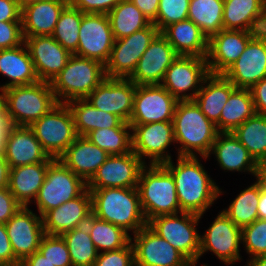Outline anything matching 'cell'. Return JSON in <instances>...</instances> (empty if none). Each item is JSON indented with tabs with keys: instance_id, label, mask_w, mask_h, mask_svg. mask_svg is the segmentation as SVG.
Returning <instances> with one entry per match:
<instances>
[{
	"instance_id": "55",
	"label": "cell",
	"mask_w": 266,
	"mask_h": 266,
	"mask_svg": "<svg viewBox=\"0 0 266 266\" xmlns=\"http://www.w3.org/2000/svg\"><path fill=\"white\" fill-rule=\"evenodd\" d=\"M20 266H55L50 261H48L39 251L33 253L32 255L26 257Z\"/></svg>"
},
{
	"instance_id": "38",
	"label": "cell",
	"mask_w": 266,
	"mask_h": 266,
	"mask_svg": "<svg viewBox=\"0 0 266 266\" xmlns=\"http://www.w3.org/2000/svg\"><path fill=\"white\" fill-rule=\"evenodd\" d=\"M224 0H190L188 19L194 22L208 39L224 29Z\"/></svg>"
},
{
	"instance_id": "52",
	"label": "cell",
	"mask_w": 266,
	"mask_h": 266,
	"mask_svg": "<svg viewBox=\"0 0 266 266\" xmlns=\"http://www.w3.org/2000/svg\"><path fill=\"white\" fill-rule=\"evenodd\" d=\"M22 8L16 0H0V22L22 21Z\"/></svg>"
},
{
	"instance_id": "19",
	"label": "cell",
	"mask_w": 266,
	"mask_h": 266,
	"mask_svg": "<svg viewBox=\"0 0 266 266\" xmlns=\"http://www.w3.org/2000/svg\"><path fill=\"white\" fill-rule=\"evenodd\" d=\"M236 88L250 89L266 78V30L257 33L244 52L223 73Z\"/></svg>"
},
{
	"instance_id": "50",
	"label": "cell",
	"mask_w": 266,
	"mask_h": 266,
	"mask_svg": "<svg viewBox=\"0 0 266 266\" xmlns=\"http://www.w3.org/2000/svg\"><path fill=\"white\" fill-rule=\"evenodd\" d=\"M21 206L8 188L0 189V223L6 224Z\"/></svg>"
},
{
	"instance_id": "2",
	"label": "cell",
	"mask_w": 266,
	"mask_h": 266,
	"mask_svg": "<svg viewBox=\"0 0 266 266\" xmlns=\"http://www.w3.org/2000/svg\"><path fill=\"white\" fill-rule=\"evenodd\" d=\"M172 122L177 156L209 155L219 131L194 100L178 101Z\"/></svg>"
},
{
	"instance_id": "12",
	"label": "cell",
	"mask_w": 266,
	"mask_h": 266,
	"mask_svg": "<svg viewBox=\"0 0 266 266\" xmlns=\"http://www.w3.org/2000/svg\"><path fill=\"white\" fill-rule=\"evenodd\" d=\"M159 33L158 28L151 23L130 36L115 40L110 58L105 64L106 76L128 78L134 72L137 62L149 44Z\"/></svg>"
},
{
	"instance_id": "32",
	"label": "cell",
	"mask_w": 266,
	"mask_h": 266,
	"mask_svg": "<svg viewBox=\"0 0 266 266\" xmlns=\"http://www.w3.org/2000/svg\"><path fill=\"white\" fill-rule=\"evenodd\" d=\"M50 163L41 162L10 168L8 189L22 206H29L36 199Z\"/></svg>"
},
{
	"instance_id": "56",
	"label": "cell",
	"mask_w": 266,
	"mask_h": 266,
	"mask_svg": "<svg viewBox=\"0 0 266 266\" xmlns=\"http://www.w3.org/2000/svg\"><path fill=\"white\" fill-rule=\"evenodd\" d=\"M258 219L266 220V182L260 179V196L257 206Z\"/></svg>"
},
{
	"instance_id": "14",
	"label": "cell",
	"mask_w": 266,
	"mask_h": 266,
	"mask_svg": "<svg viewBox=\"0 0 266 266\" xmlns=\"http://www.w3.org/2000/svg\"><path fill=\"white\" fill-rule=\"evenodd\" d=\"M114 36L107 14L83 13L79 28L77 56L108 62L114 45Z\"/></svg>"
},
{
	"instance_id": "13",
	"label": "cell",
	"mask_w": 266,
	"mask_h": 266,
	"mask_svg": "<svg viewBox=\"0 0 266 266\" xmlns=\"http://www.w3.org/2000/svg\"><path fill=\"white\" fill-rule=\"evenodd\" d=\"M242 228L236 226L221 210L203 235H200L201 256L210 251L225 265L242 261L240 244Z\"/></svg>"
},
{
	"instance_id": "43",
	"label": "cell",
	"mask_w": 266,
	"mask_h": 266,
	"mask_svg": "<svg viewBox=\"0 0 266 266\" xmlns=\"http://www.w3.org/2000/svg\"><path fill=\"white\" fill-rule=\"evenodd\" d=\"M83 12L68 4L60 14L52 37L71 54L78 48L79 28Z\"/></svg>"
},
{
	"instance_id": "49",
	"label": "cell",
	"mask_w": 266,
	"mask_h": 266,
	"mask_svg": "<svg viewBox=\"0 0 266 266\" xmlns=\"http://www.w3.org/2000/svg\"><path fill=\"white\" fill-rule=\"evenodd\" d=\"M121 0H68L83 13L108 14Z\"/></svg>"
},
{
	"instance_id": "28",
	"label": "cell",
	"mask_w": 266,
	"mask_h": 266,
	"mask_svg": "<svg viewBox=\"0 0 266 266\" xmlns=\"http://www.w3.org/2000/svg\"><path fill=\"white\" fill-rule=\"evenodd\" d=\"M68 4V0H41L23 6V37L52 36L60 14Z\"/></svg>"
},
{
	"instance_id": "1",
	"label": "cell",
	"mask_w": 266,
	"mask_h": 266,
	"mask_svg": "<svg viewBox=\"0 0 266 266\" xmlns=\"http://www.w3.org/2000/svg\"><path fill=\"white\" fill-rule=\"evenodd\" d=\"M199 157L178 156L176 164L171 159L162 165L172 174L181 211L203 216L223 193Z\"/></svg>"
},
{
	"instance_id": "24",
	"label": "cell",
	"mask_w": 266,
	"mask_h": 266,
	"mask_svg": "<svg viewBox=\"0 0 266 266\" xmlns=\"http://www.w3.org/2000/svg\"><path fill=\"white\" fill-rule=\"evenodd\" d=\"M91 214V194L86 189L80 196L47 211L42 216L44 232L47 235H62L85 225Z\"/></svg>"
},
{
	"instance_id": "60",
	"label": "cell",
	"mask_w": 266,
	"mask_h": 266,
	"mask_svg": "<svg viewBox=\"0 0 266 266\" xmlns=\"http://www.w3.org/2000/svg\"><path fill=\"white\" fill-rule=\"evenodd\" d=\"M246 263V266H266V254L256 256Z\"/></svg>"
},
{
	"instance_id": "3",
	"label": "cell",
	"mask_w": 266,
	"mask_h": 266,
	"mask_svg": "<svg viewBox=\"0 0 266 266\" xmlns=\"http://www.w3.org/2000/svg\"><path fill=\"white\" fill-rule=\"evenodd\" d=\"M91 194L92 214L123 228L126 232L137 233L147 226L138 188L88 189Z\"/></svg>"
},
{
	"instance_id": "9",
	"label": "cell",
	"mask_w": 266,
	"mask_h": 266,
	"mask_svg": "<svg viewBox=\"0 0 266 266\" xmlns=\"http://www.w3.org/2000/svg\"><path fill=\"white\" fill-rule=\"evenodd\" d=\"M87 189V183L59 159L48 166L46 177L34 203L42 217L47 211L80 196Z\"/></svg>"
},
{
	"instance_id": "26",
	"label": "cell",
	"mask_w": 266,
	"mask_h": 266,
	"mask_svg": "<svg viewBox=\"0 0 266 266\" xmlns=\"http://www.w3.org/2000/svg\"><path fill=\"white\" fill-rule=\"evenodd\" d=\"M211 154L224 171L248 172L258 177V163L232 132H219L209 155L201 159L207 160Z\"/></svg>"
},
{
	"instance_id": "17",
	"label": "cell",
	"mask_w": 266,
	"mask_h": 266,
	"mask_svg": "<svg viewBox=\"0 0 266 266\" xmlns=\"http://www.w3.org/2000/svg\"><path fill=\"white\" fill-rule=\"evenodd\" d=\"M146 164L133 152L109 155L87 182V189L137 188L142 168Z\"/></svg>"
},
{
	"instance_id": "23",
	"label": "cell",
	"mask_w": 266,
	"mask_h": 266,
	"mask_svg": "<svg viewBox=\"0 0 266 266\" xmlns=\"http://www.w3.org/2000/svg\"><path fill=\"white\" fill-rule=\"evenodd\" d=\"M38 79L51 82L66 66L72 55L52 36H32L24 38Z\"/></svg>"
},
{
	"instance_id": "10",
	"label": "cell",
	"mask_w": 266,
	"mask_h": 266,
	"mask_svg": "<svg viewBox=\"0 0 266 266\" xmlns=\"http://www.w3.org/2000/svg\"><path fill=\"white\" fill-rule=\"evenodd\" d=\"M130 126L132 151L145 164H147L146 159H150V165L164 164L172 159L171 153L167 150L175 143L172 121L130 124Z\"/></svg>"
},
{
	"instance_id": "5",
	"label": "cell",
	"mask_w": 266,
	"mask_h": 266,
	"mask_svg": "<svg viewBox=\"0 0 266 266\" xmlns=\"http://www.w3.org/2000/svg\"><path fill=\"white\" fill-rule=\"evenodd\" d=\"M106 77L103 63L72 54L50 85L58 103H67L85 99Z\"/></svg>"
},
{
	"instance_id": "7",
	"label": "cell",
	"mask_w": 266,
	"mask_h": 266,
	"mask_svg": "<svg viewBox=\"0 0 266 266\" xmlns=\"http://www.w3.org/2000/svg\"><path fill=\"white\" fill-rule=\"evenodd\" d=\"M201 218L202 216L186 212L159 215L150 219L147 226L197 266L200 234L196 226Z\"/></svg>"
},
{
	"instance_id": "44",
	"label": "cell",
	"mask_w": 266,
	"mask_h": 266,
	"mask_svg": "<svg viewBox=\"0 0 266 266\" xmlns=\"http://www.w3.org/2000/svg\"><path fill=\"white\" fill-rule=\"evenodd\" d=\"M190 0H160L153 24L161 33L167 26L188 19Z\"/></svg>"
},
{
	"instance_id": "20",
	"label": "cell",
	"mask_w": 266,
	"mask_h": 266,
	"mask_svg": "<svg viewBox=\"0 0 266 266\" xmlns=\"http://www.w3.org/2000/svg\"><path fill=\"white\" fill-rule=\"evenodd\" d=\"M136 84L128 78L106 77L85 99L99 110L115 114L129 123Z\"/></svg>"
},
{
	"instance_id": "35",
	"label": "cell",
	"mask_w": 266,
	"mask_h": 266,
	"mask_svg": "<svg viewBox=\"0 0 266 266\" xmlns=\"http://www.w3.org/2000/svg\"><path fill=\"white\" fill-rule=\"evenodd\" d=\"M256 114L250 89L235 88L222 108L216 127L219 132H233Z\"/></svg>"
},
{
	"instance_id": "41",
	"label": "cell",
	"mask_w": 266,
	"mask_h": 266,
	"mask_svg": "<svg viewBox=\"0 0 266 266\" xmlns=\"http://www.w3.org/2000/svg\"><path fill=\"white\" fill-rule=\"evenodd\" d=\"M61 236L67 244L72 266L94 265L98 252L86 224L67 231Z\"/></svg>"
},
{
	"instance_id": "8",
	"label": "cell",
	"mask_w": 266,
	"mask_h": 266,
	"mask_svg": "<svg viewBox=\"0 0 266 266\" xmlns=\"http://www.w3.org/2000/svg\"><path fill=\"white\" fill-rule=\"evenodd\" d=\"M49 157L58 159L78 137L72 112L58 103L29 126Z\"/></svg>"
},
{
	"instance_id": "16",
	"label": "cell",
	"mask_w": 266,
	"mask_h": 266,
	"mask_svg": "<svg viewBox=\"0 0 266 266\" xmlns=\"http://www.w3.org/2000/svg\"><path fill=\"white\" fill-rule=\"evenodd\" d=\"M132 236L135 266H194L181 252L148 226Z\"/></svg>"
},
{
	"instance_id": "54",
	"label": "cell",
	"mask_w": 266,
	"mask_h": 266,
	"mask_svg": "<svg viewBox=\"0 0 266 266\" xmlns=\"http://www.w3.org/2000/svg\"><path fill=\"white\" fill-rule=\"evenodd\" d=\"M153 23L158 14L160 0H130Z\"/></svg>"
},
{
	"instance_id": "47",
	"label": "cell",
	"mask_w": 266,
	"mask_h": 266,
	"mask_svg": "<svg viewBox=\"0 0 266 266\" xmlns=\"http://www.w3.org/2000/svg\"><path fill=\"white\" fill-rule=\"evenodd\" d=\"M93 266H135L132 243L117 250L98 253Z\"/></svg>"
},
{
	"instance_id": "36",
	"label": "cell",
	"mask_w": 266,
	"mask_h": 266,
	"mask_svg": "<svg viewBox=\"0 0 266 266\" xmlns=\"http://www.w3.org/2000/svg\"><path fill=\"white\" fill-rule=\"evenodd\" d=\"M107 15L115 40L130 36L151 24L130 0H121Z\"/></svg>"
},
{
	"instance_id": "45",
	"label": "cell",
	"mask_w": 266,
	"mask_h": 266,
	"mask_svg": "<svg viewBox=\"0 0 266 266\" xmlns=\"http://www.w3.org/2000/svg\"><path fill=\"white\" fill-rule=\"evenodd\" d=\"M242 244L249 260L266 254V220L256 219L242 228Z\"/></svg>"
},
{
	"instance_id": "59",
	"label": "cell",
	"mask_w": 266,
	"mask_h": 266,
	"mask_svg": "<svg viewBox=\"0 0 266 266\" xmlns=\"http://www.w3.org/2000/svg\"><path fill=\"white\" fill-rule=\"evenodd\" d=\"M1 124H11L10 119L8 118L5 97L2 89H0V125Z\"/></svg>"
},
{
	"instance_id": "57",
	"label": "cell",
	"mask_w": 266,
	"mask_h": 266,
	"mask_svg": "<svg viewBox=\"0 0 266 266\" xmlns=\"http://www.w3.org/2000/svg\"><path fill=\"white\" fill-rule=\"evenodd\" d=\"M10 167L4 156H0V189L8 188Z\"/></svg>"
},
{
	"instance_id": "22",
	"label": "cell",
	"mask_w": 266,
	"mask_h": 266,
	"mask_svg": "<svg viewBox=\"0 0 266 266\" xmlns=\"http://www.w3.org/2000/svg\"><path fill=\"white\" fill-rule=\"evenodd\" d=\"M256 32L221 30L208 41L206 57L210 74H223L244 52Z\"/></svg>"
},
{
	"instance_id": "62",
	"label": "cell",
	"mask_w": 266,
	"mask_h": 266,
	"mask_svg": "<svg viewBox=\"0 0 266 266\" xmlns=\"http://www.w3.org/2000/svg\"><path fill=\"white\" fill-rule=\"evenodd\" d=\"M18 2V4L21 6V8L27 4H30L32 2H37V1H41V0H16Z\"/></svg>"
},
{
	"instance_id": "39",
	"label": "cell",
	"mask_w": 266,
	"mask_h": 266,
	"mask_svg": "<svg viewBox=\"0 0 266 266\" xmlns=\"http://www.w3.org/2000/svg\"><path fill=\"white\" fill-rule=\"evenodd\" d=\"M242 190L235 199L229 204L228 208L223 209L224 214L238 227L243 228L258 219L257 206L260 196V179Z\"/></svg>"
},
{
	"instance_id": "27",
	"label": "cell",
	"mask_w": 266,
	"mask_h": 266,
	"mask_svg": "<svg viewBox=\"0 0 266 266\" xmlns=\"http://www.w3.org/2000/svg\"><path fill=\"white\" fill-rule=\"evenodd\" d=\"M224 30H266V0H224Z\"/></svg>"
},
{
	"instance_id": "15",
	"label": "cell",
	"mask_w": 266,
	"mask_h": 266,
	"mask_svg": "<svg viewBox=\"0 0 266 266\" xmlns=\"http://www.w3.org/2000/svg\"><path fill=\"white\" fill-rule=\"evenodd\" d=\"M177 103L162 85H136L129 124L172 121Z\"/></svg>"
},
{
	"instance_id": "58",
	"label": "cell",
	"mask_w": 266,
	"mask_h": 266,
	"mask_svg": "<svg viewBox=\"0 0 266 266\" xmlns=\"http://www.w3.org/2000/svg\"><path fill=\"white\" fill-rule=\"evenodd\" d=\"M12 124H1L0 125V156H4L7 137Z\"/></svg>"
},
{
	"instance_id": "48",
	"label": "cell",
	"mask_w": 266,
	"mask_h": 266,
	"mask_svg": "<svg viewBox=\"0 0 266 266\" xmlns=\"http://www.w3.org/2000/svg\"><path fill=\"white\" fill-rule=\"evenodd\" d=\"M23 43L22 21L0 22V50L15 48Z\"/></svg>"
},
{
	"instance_id": "51",
	"label": "cell",
	"mask_w": 266,
	"mask_h": 266,
	"mask_svg": "<svg viewBox=\"0 0 266 266\" xmlns=\"http://www.w3.org/2000/svg\"><path fill=\"white\" fill-rule=\"evenodd\" d=\"M0 265L16 266L20 262L15 258L5 224L0 223Z\"/></svg>"
},
{
	"instance_id": "25",
	"label": "cell",
	"mask_w": 266,
	"mask_h": 266,
	"mask_svg": "<svg viewBox=\"0 0 266 266\" xmlns=\"http://www.w3.org/2000/svg\"><path fill=\"white\" fill-rule=\"evenodd\" d=\"M4 157L10 168L54 160L44 151L29 126L15 125L9 131Z\"/></svg>"
},
{
	"instance_id": "11",
	"label": "cell",
	"mask_w": 266,
	"mask_h": 266,
	"mask_svg": "<svg viewBox=\"0 0 266 266\" xmlns=\"http://www.w3.org/2000/svg\"><path fill=\"white\" fill-rule=\"evenodd\" d=\"M209 74L206 58L179 55L167 69L161 85L178 101L194 100Z\"/></svg>"
},
{
	"instance_id": "61",
	"label": "cell",
	"mask_w": 266,
	"mask_h": 266,
	"mask_svg": "<svg viewBox=\"0 0 266 266\" xmlns=\"http://www.w3.org/2000/svg\"><path fill=\"white\" fill-rule=\"evenodd\" d=\"M258 178L266 182V156L258 163Z\"/></svg>"
},
{
	"instance_id": "53",
	"label": "cell",
	"mask_w": 266,
	"mask_h": 266,
	"mask_svg": "<svg viewBox=\"0 0 266 266\" xmlns=\"http://www.w3.org/2000/svg\"><path fill=\"white\" fill-rule=\"evenodd\" d=\"M250 91L256 113L266 115V78H263L258 83L254 84L250 88Z\"/></svg>"
},
{
	"instance_id": "30",
	"label": "cell",
	"mask_w": 266,
	"mask_h": 266,
	"mask_svg": "<svg viewBox=\"0 0 266 266\" xmlns=\"http://www.w3.org/2000/svg\"><path fill=\"white\" fill-rule=\"evenodd\" d=\"M161 34L178 55L207 57L209 39L190 19L167 26Z\"/></svg>"
},
{
	"instance_id": "6",
	"label": "cell",
	"mask_w": 266,
	"mask_h": 266,
	"mask_svg": "<svg viewBox=\"0 0 266 266\" xmlns=\"http://www.w3.org/2000/svg\"><path fill=\"white\" fill-rule=\"evenodd\" d=\"M3 93L8 118L15 126H30L58 104L50 82L46 81L11 86Z\"/></svg>"
},
{
	"instance_id": "29",
	"label": "cell",
	"mask_w": 266,
	"mask_h": 266,
	"mask_svg": "<svg viewBox=\"0 0 266 266\" xmlns=\"http://www.w3.org/2000/svg\"><path fill=\"white\" fill-rule=\"evenodd\" d=\"M108 157L87 137L78 136L58 159L87 183Z\"/></svg>"
},
{
	"instance_id": "4",
	"label": "cell",
	"mask_w": 266,
	"mask_h": 266,
	"mask_svg": "<svg viewBox=\"0 0 266 266\" xmlns=\"http://www.w3.org/2000/svg\"><path fill=\"white\" fill-rule=\"evenodd\" d=\"M140 204L146 221L182 212L172 174L162 165L146 164L138 180Z\"/></svg>"
},
{
	"instance_id": "42",
	"label": "cell",
	"mask_w": 266,
	"mask_h": 266,
	"mask_svg": "<svg viewBox=\"0 0 266 266\" xmlns=\"http://www.w3.org/2000/svg\"><path fill=\"white\" fill-rule=\"evenodd\" d=\"M86 137L109 155H122L132 151L131 127L96 129Z\"/></svg>"
},
{
	"instance_id": "21",
	"label": "cell",
	"mask_w": 266,
	"mask_h": 266,
	"mask_svg": "<svg viewBox=\"0 0 266 266\" xmlns=\"http://www.w3.org/2000/svg\"><path fill=\"white\" fill-rule=\"evenodd\" d=\"M179 55L159 33L149 44L128 77L136 85H161L166 71Z\"/></svg>"
},
{
	"instance_id": "37",
	"label": "cell",
	"mask_w": 266,
	"mask_h": 266,
	"mask_svg": "<svg viewBox=\"0 0 266 266\" xmlns=\"http://www.w3.org/2000/svg\"><path fill=\"white\" fill-rule=\"evenodd\" d=\"M89 235L98 253L126 247L131 235L123 228L97 218L91 214L86 222Z\"/></svg>"
},
{
	"instance_id": "33",
	"label": "cell",
	"mask_w": 266,
	"mask_h": 266,
	"mask_svg": "<svg viewBox=\"0 0 266 266\" xmlns=\"http://www.w3.org/2000/svg\"><path fill=\"white\" fill-rule=\"evenodd\" d=\"M235 88V85L223 74H209L204 79L194 101L205 116L216 125L223 106Z\"/></svg>"
},
{
	"instance_id": "31",
	"label": "cell",
	"mask_w": 266,
	"mask_h": 266,
	"mask_svg": "<svg viewBox=\"0 0 266 266\" xmlns=\"http://www.w3.org/2000/svg\"><path fill=\"white\" fill-rule=\"evenodd\" d=\"M0 74L10 80L0 85L2 90L40 81L25 43L15 48L0 50Z\"/></svg>"
},
{
	"instance_id": "18",
	"label": "cell",
	"mask_w": 266,
	"mask_h": 266,
	"mask_svg": "<svg viewBox=\"0 0 266 266\" xmlns=\"http://www.w3.org/2000/svg\"><path fill=\"white\" fill-rule=\"evenodd\" d=\"M30 206H21L5 224L15 258L21 263L38 251L45 235L42 217Z\"/></svg>"
},
{
	"instance_id": "40",
	"label": "cell",
	"mask_w": 266,
	"mask_h": 266,
	"mask_svg": "<svg viewBox=\"0 0 266 266\" xmlns=\"http://www.w3.org/2000/svg\"><path fill=\"white\" fill-rule=\"evenodd\" d=\"M232 133L257 163L266 156V115L256 113Z\"/></svg>"
},
{
	"instance_id": "46",
	"label": "cell",
	"mask_w": 266,
	"mask_h": 266,
	"mask_svg": "<svg viewBox=\"0 0 266 266\" xmlns=\"http://www.w3.org/2000/svg\"><path fill=\"white\" fill-rule=\"evenodd\" d=\"M38 251L55 266H72L67 244L61 235L45 234Z\"/></svg>"
},
{
	"instance_id": "34",
	"label": "cell",
	"mask_w": 266,
	"mask_h": 266,
	"mask_svg": "<svg viewBox=\"0 0 266 266\" xmlns=\"http://www.w3.org/2000/svg\"><path fill=\"white\" fill-rule=\"evenodd\" d=\"M66 104L72 112L78 136L86 137L96 129L131 127L115 114L97 109L87 99H74Z\"/></svg>"
}]
</instances>
